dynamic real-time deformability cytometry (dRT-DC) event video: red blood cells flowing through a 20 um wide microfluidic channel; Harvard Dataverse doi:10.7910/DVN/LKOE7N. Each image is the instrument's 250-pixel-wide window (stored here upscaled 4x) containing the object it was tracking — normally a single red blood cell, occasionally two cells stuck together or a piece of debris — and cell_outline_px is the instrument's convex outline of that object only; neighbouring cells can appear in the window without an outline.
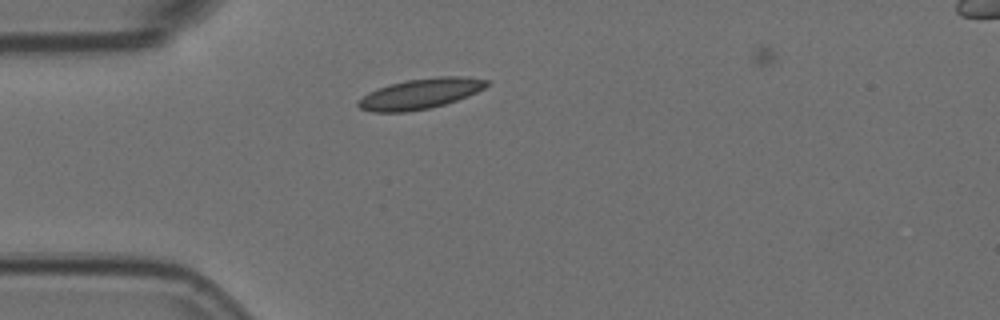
{"species": "Egyptian fruit bat (a non-hibernating species)", "species_latin": "Rousettus aegyptiacus", "temperature_condition": "room temperature", "stored_images_in_passage": 30, "camera_frame_rate_fps": 3000, "um_per_image_px": 0.085, "animal": {"sex": "female"}, "frame": {"image": 1, "passage_image": 1, "time_ms": 0.0, "image_size_px": [1000, 320], "cell_outline_px": [[488, 84], [484, 88], [468, 96], [432, 108], [404, 112], [372, 112], [360, 108], [356, 104], [368, 92], [392, 84], [408, 80], [440, 76], [464, 76], [488, 80]], "centroid_in_image_um": [35.75, 7.97], "position_along_channel_um": 49.3, "area_um2": 22.43}}
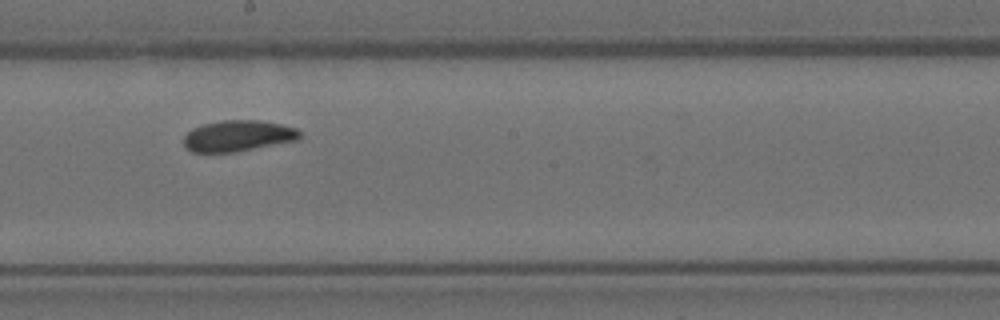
{"frame": {"image": 2, "passage_image": 17, "time_ms": 5.333, "image_size_px": [1000, 320], "cell_outline_px": [[300, 136], [296, 140], [236, 152], [192, 152], [184, 144], [184, 136], [192, 128], [204, 124], [224, 120], [260, 120], [280, 124], [296, 128], [300, 132]], "centroid_in_image_um": [20.22, 11.54], "position_along_channel_um": 228.0, "area_um2": 20.81}}
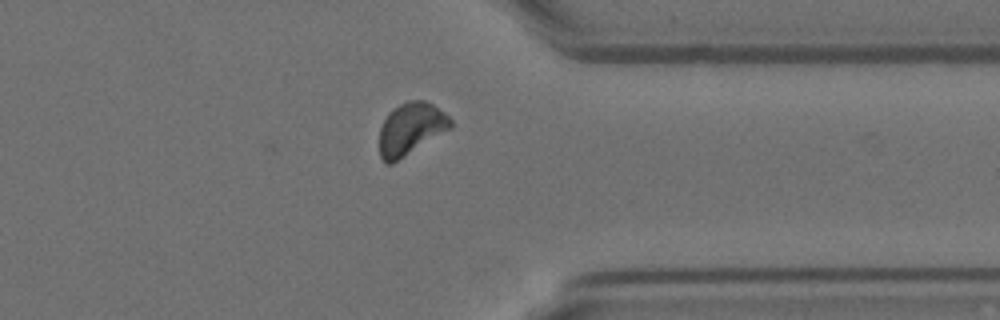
{"frame": {"image": 3, "passage_image": 30, "time_ms": 9.667, "image_size_px": [1000, 320], "cell_outline_px": [[452, 128], [392, 164], [384, 164], [380, 156], [380, 128], [388, 112], [400, 104], [408, 100], [424, 100], [432, 104], [444, 112], [452, 120]], "centroid_in_image_um": [34.92, 10.96], "position_along_channel_um": 376.5, "area_um2": 21.68}, "authors_computed_cell_mechanics": {"area_um2": 21.0392, "velocity_mm_per_s": 3.5712, "shape_relaxation_time_tau1_ms": 6.1152, "shape_relaxation_time_tau2_ms": null, "deformation_change_tau1": 0.1127, "deformation_change_tau2": null}}